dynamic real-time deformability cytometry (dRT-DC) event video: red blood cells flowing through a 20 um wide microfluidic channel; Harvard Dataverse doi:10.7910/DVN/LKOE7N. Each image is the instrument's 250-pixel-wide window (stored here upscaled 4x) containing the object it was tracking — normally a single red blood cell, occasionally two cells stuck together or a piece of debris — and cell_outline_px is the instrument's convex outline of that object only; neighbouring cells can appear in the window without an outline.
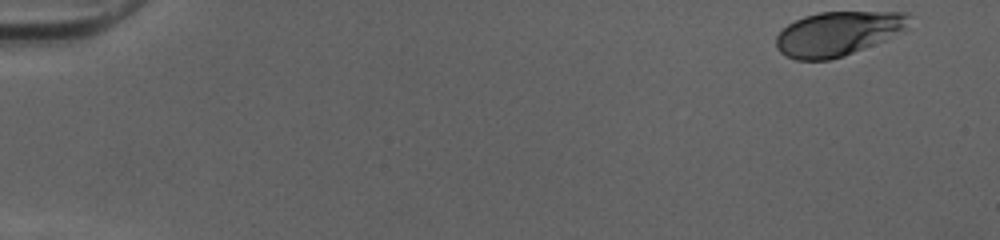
{"species": "human", "species_latin": "Homo sapiens", "temperature_condition": "cold", "stored_images_in_passage": 50, "camera_frame_rate_fps": 3000, "um_per_image_px": 0.085, "donor": {"sex": "female"}, "frame": {"image": 1, "passage_image": 1, "time_ms": 0.0, "image_size_px": [1000, 240], "cell_outline_px": [[908, 16], [904, 28], [884, 40], [844, 56], [828, 60], [796, 60], [780, 52], [776, 48], [776, 36], [788, 24], [804, 16], [820, 12], [908, 12]], "centroid_in_image_um": [71.14, 2.86], "position_along_channel_um": 13.9, "area_um2": 33.76}}
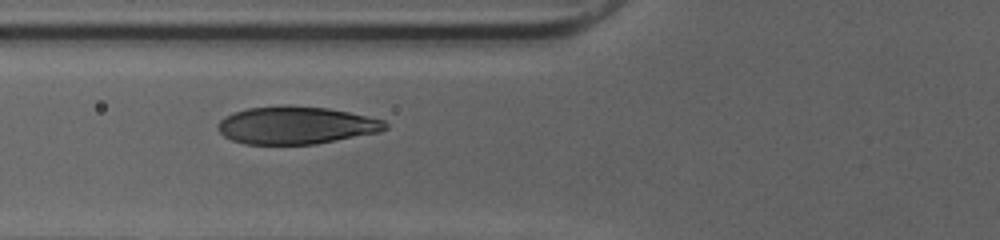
{"frame": {"image": 2, "passage_image": 19, "time_ms": 6.0, "image_size_px": [1000, 240], "cell_outline_px": [[388, 128], [380, 132], [316, 144], [244, 144], [232, 140], [224, 136], [216, 128], [216, 124], [224, 116], [232, 112], [248, 108], [328, 108], [348, 112], [384, 120], [388, 124]], "centroid_in_image_um": [25.16, 10.69], "position_along_channel_um": 100.6, "area_um2": 35.89}}
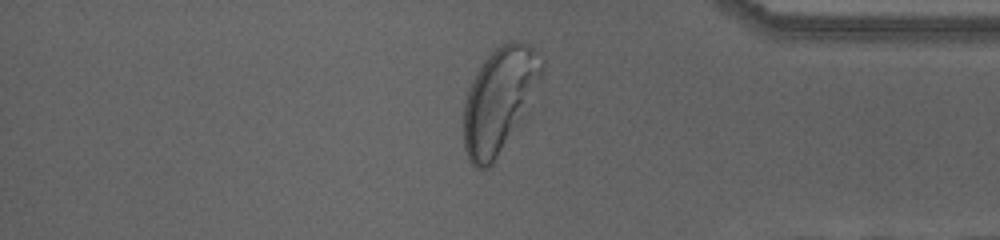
{"frame": {"image": 3, "passage_image": 42, "time_ms": 13.667, "image_size_px": [1000, 240], "cell_outline_px": [[544, 64], [540, 80], [492, 164], [488, 168], [480, 172], [468, 160], [464, 148], [464, 104], [468, 88], [476, 72], [484, 60], [500, 44], [512, 40], [516, 40], [528, 44], [544, 60]], "centroid_in_image_um": [42.38, 8.45], "position_along_channel_um": 392.8, "area_um2": 46.18}, "authors_computed_cell_mechanics": {"area_um2": 37.2521, "velocity_mm_per_s": 4.0033, "shape_relaxation_time_tau1_ms": 2.31, "shape_relaxation_time_tau2_ms": null, "deformation_change_tau1": 0.1575, "deformation_change_tau2": null}}